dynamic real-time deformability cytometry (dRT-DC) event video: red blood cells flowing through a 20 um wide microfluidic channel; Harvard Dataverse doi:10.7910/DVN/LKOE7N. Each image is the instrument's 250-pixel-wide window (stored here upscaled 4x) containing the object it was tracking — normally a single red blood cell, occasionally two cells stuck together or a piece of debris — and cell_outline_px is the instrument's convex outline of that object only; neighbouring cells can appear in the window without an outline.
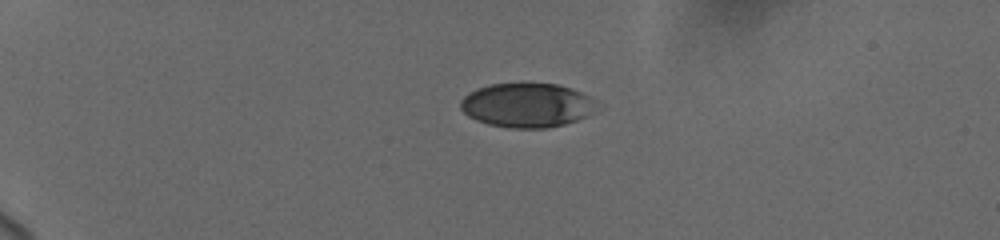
{"species": "human", "species_latin": "Homo sapiens", "temperature_condition": "cold", "stored_images_in_passage": 11, "camera_frame_rate_fps": 3000, "um_per_image_px": 0.085, "donor": {"sex": "female"}, "frame": {"image": 1, "passage_image": 1, "time_ms": 0.0, "image_size_px": [1000, 240], "cell_outline_px": [[596, 112], [588, 116], [564, 124], [548, 128], [512, 128], [488, 124], [476, 120], [468, 116], [460, 108], [460, 100], [468, 92], [476, 88], [488, 84], [556, 84], [572, 88], [596, 100]], "centroid_in_image_um": [44.79, 8.95], "position_along_channel_um": 40.2, "area_um2": 35.26}}
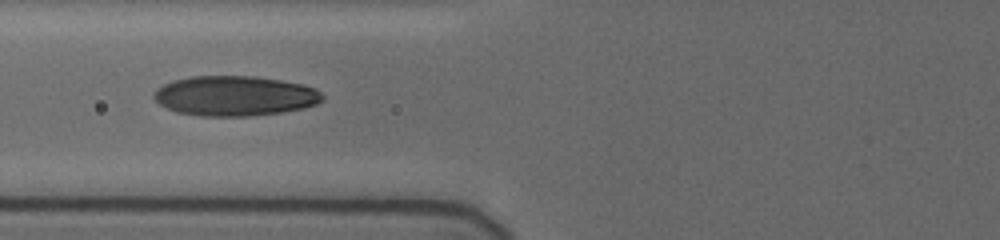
{"frame": {"image": 2, "passage_image": 5, "time_ms": 3.667, "image_size_px": [1000, 240], "cell_outline_px": [[324, 100], [316, 104], [304, 108], [280, 112], [248, 116], [200, 116], [176, 112], [160, 104], [152, 96], [156, 88], [172, 80], [192, 76], [256, 76], [280, 80], [300, 84], [316, 88], [324, 96]], "centroid_in_image_um": [19.95, 8.15], "position_along_channel_um": 105.9, "area_um2": 39.36}}
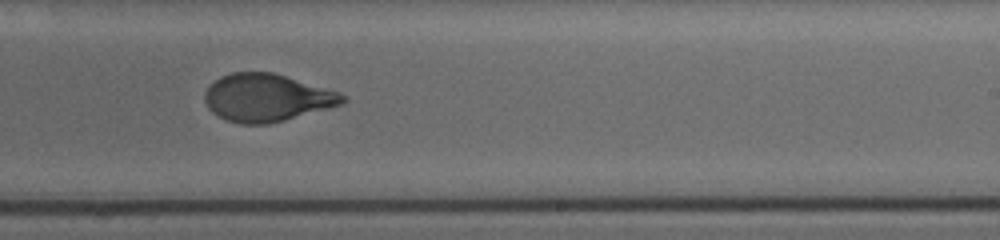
{"frame": {"image": 3, "passage_image": 10, "time_ms": 8.0, "image_size_px": [1000, 240], "cell_outline_px": [[348, 100], [340, 104], [328, 108], [284, 120], [268, 124], [244, 124], [228, 120], [212, 112], [208, 108], [204, 100], [204, 92], [220, 76], [232, 72], [272, 72], [340, 92], [348, 96]], "centroid_in_image_um": [22.68, 8.3], "position_along_channel_um": 266.3, "area_um2": 37.97}}